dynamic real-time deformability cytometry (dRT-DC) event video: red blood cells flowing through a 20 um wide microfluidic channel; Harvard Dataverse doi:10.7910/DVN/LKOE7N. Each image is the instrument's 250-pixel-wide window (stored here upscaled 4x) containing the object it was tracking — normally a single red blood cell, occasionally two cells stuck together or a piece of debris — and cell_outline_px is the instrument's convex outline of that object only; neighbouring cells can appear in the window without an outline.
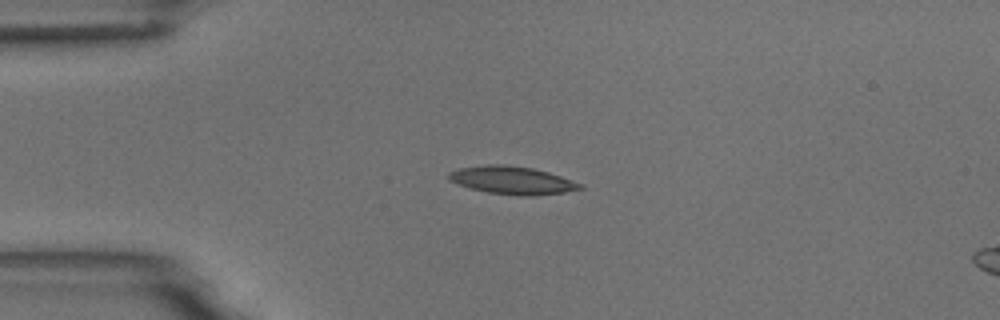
{"species": "common noctule bat (a hibernating species)", "species_latin": "Nyctalus noctula", "temperature_condition": "room temperature", "stored_images_in_passage": 4, "camera_frame_rate_fps": 3000, "um_per_image_px": 0.085, "animal": {"sex": "male", "body_mass_g": 18.8}, "frame": {"image": 1, "passage_image": 1, "time_ms": 0.0, "image_size_px": [1000, 320], "cell_outline_px": [[584, 188], [564, 192], [532, 196], [520, 196], [488, 192], [472, 188], [448, 180], [448, 172], [460, 168], [488, 164], [504, 164], [532, 168], [548, 172], [584, 184]], "centroid_in_image_um": [43.56, 15.32], "position_along_channel_um": 41.4, "area_um2": 21.21}}